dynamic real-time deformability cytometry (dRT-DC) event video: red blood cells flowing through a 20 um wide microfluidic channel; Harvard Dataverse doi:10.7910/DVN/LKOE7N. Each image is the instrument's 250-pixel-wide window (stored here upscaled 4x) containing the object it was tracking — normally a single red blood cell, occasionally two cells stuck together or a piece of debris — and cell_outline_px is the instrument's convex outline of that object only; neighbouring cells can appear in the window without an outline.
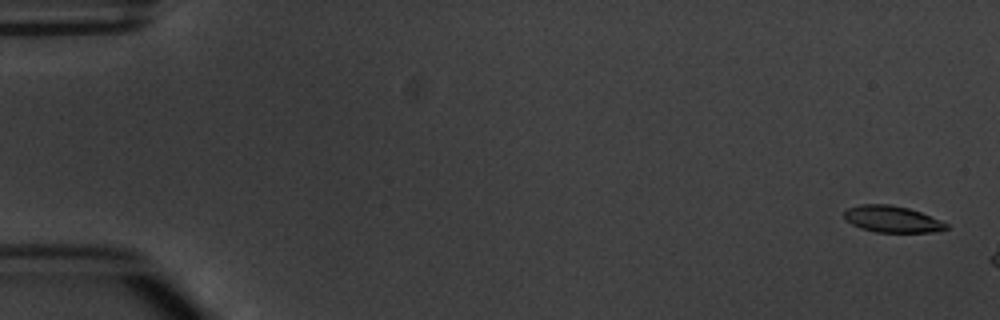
{"species": "common noctule bat (a hibernating species)", "species_latin": "Nyctalus noctula", "temperature_condition": "warm", "stored_images_in_passage": 3, "camera_frame_rate_fps": 3000, "um_per_image_px": 0.085, "animal": {"sex": "male", "body_mass_g": 20.1, "forearm_length_mm": 53.5}, "frame": {"image": 1, "passage_image": 1, "time_ms": 0.0, "image_size_px": [1000, 320], "cell_outline_px": [[948, 228], [932, 232], [876, 232], [860, 228], [844, 220], [844, 212], [848, 208], [860, 204], [888, 204], [908, 208], [920, 212], [940, 220], [948, 224]], "centroid_in_image_um": [75.79, 18.62], "position_along_channel_um": 9.2, "area_um2": 15.72}}